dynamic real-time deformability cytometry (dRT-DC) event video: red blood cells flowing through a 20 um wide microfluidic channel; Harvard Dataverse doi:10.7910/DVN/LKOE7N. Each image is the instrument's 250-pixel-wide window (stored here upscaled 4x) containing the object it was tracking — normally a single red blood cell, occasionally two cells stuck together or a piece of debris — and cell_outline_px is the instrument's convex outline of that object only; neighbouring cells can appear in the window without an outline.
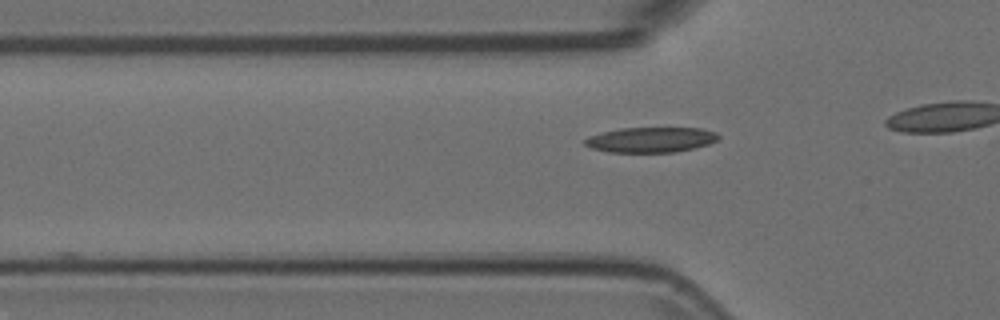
{"species": "Egyptian fruit bat (a non-hibernating species)", "species_latin": "Rousettus aegyptiacus", "temperature_condition": "room temperature", "stored_images_in_passage": 15, "camera_frame_rate_fps": 3000, "um_per_image_px": 0.085, "animal": {"sex": "female"}, "frame": {"image": 1, "passage_image": 6, "time_ms": 1.667, "image_size_px": [1000, 320], "cell_outline_px": [[720, 136], [716, 140], [708, 144], [676, 152], [608, 152], [592, 148], [584, 144], [584, 140], [588, 136], [620, 128], [700, 128], [716, 132]], "centroid_in_image_um": [55.31, 11.88], "position_along_channel_um": 70.5, "area_um2": 19.48}}